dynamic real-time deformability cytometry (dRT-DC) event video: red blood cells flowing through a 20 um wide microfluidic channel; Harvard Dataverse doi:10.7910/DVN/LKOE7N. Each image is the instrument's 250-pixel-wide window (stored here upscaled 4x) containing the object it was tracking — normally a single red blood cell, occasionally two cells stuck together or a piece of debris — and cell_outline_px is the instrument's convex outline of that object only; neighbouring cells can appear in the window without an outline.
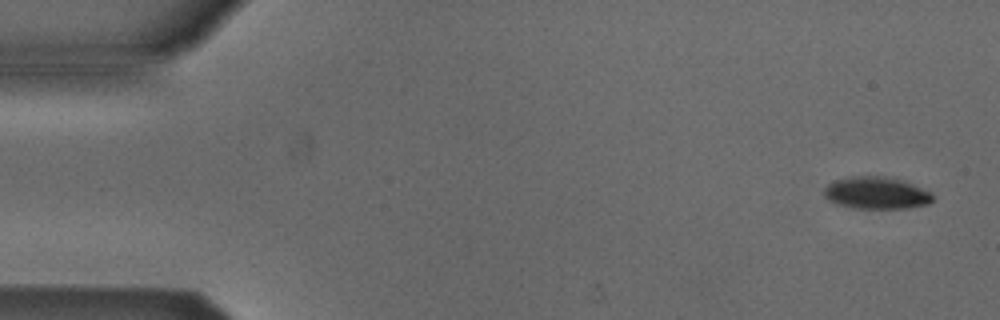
{"species": "Egyptian fruit bat (a non-hibernating species)", "species_latin": "Rousettus aegyptiacus", "temperature_condition": "cold", "stored_images_in_passage": 4, "camera_frame_rate_fps": 3000, "um_per_image_px": 0.085, "animal": {"sex": "male"}, "frame": {"image": 1, "passage_image": 1, "time_ms": 0.0, "image_size_px": [1000, 320], "cell_outline_px": [[932, 200], [928, 204], [908, 208], [852, 208], [836, 204], [828, 200], [824, 196], [824, 188], [828, 184], [836, 180], [852, 176], [884, 176], [900, 180], [912, 184], [932, 192]], "centroid_in_image_um": [74.47, 16.41], "position_along_channel_um": 10.5, "area_um2": 20.29}}
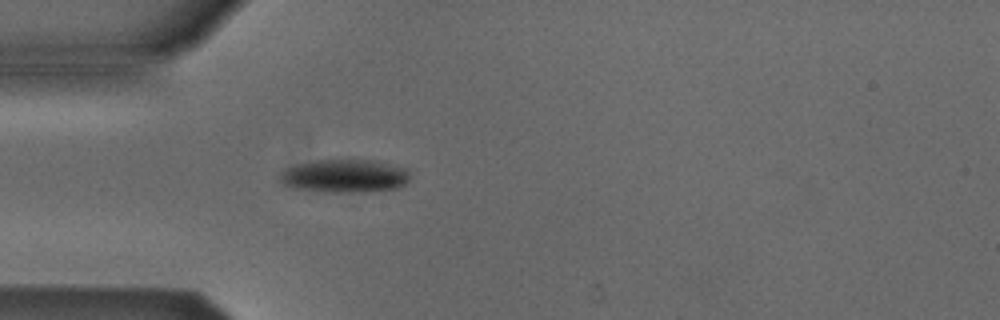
{"frame": {"image": 2, "passage_image": 4, "time_ms": 4.333, "image_size_px": [1000, 320], "cell_outline_px": [[408, 180], [400, 188], [364, 192], [316, 192], [292, 188], [284, 184], [276, 176], [284, 168], [296, 164], [316, 160], [372, 160], [408, 168]], "centroid_in_image_um": [29.24, 14.97], "position_along_channel_um": 55.8, "area_um2": 25.61}}